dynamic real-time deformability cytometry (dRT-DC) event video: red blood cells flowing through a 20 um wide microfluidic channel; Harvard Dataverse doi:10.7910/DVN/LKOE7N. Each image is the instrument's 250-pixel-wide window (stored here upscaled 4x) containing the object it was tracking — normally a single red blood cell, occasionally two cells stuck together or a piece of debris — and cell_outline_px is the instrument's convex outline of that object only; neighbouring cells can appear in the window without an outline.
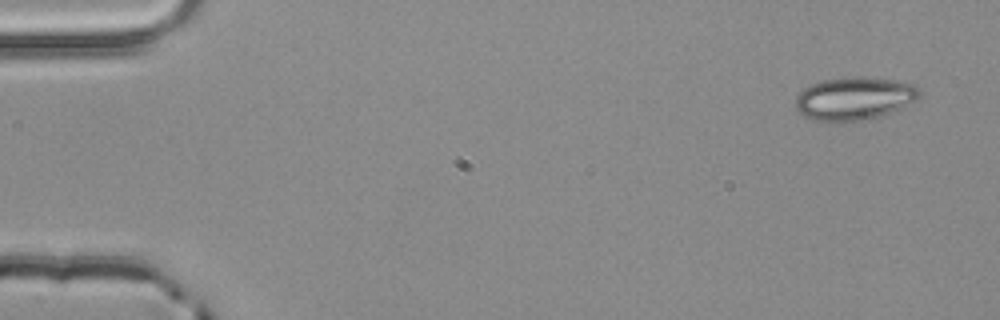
{"species": "common noctule bat (a hibernating species)", "species_latin": "Nyctalus noctula", "temperature_condition": "room temperature", "stored_images_in_passage": 3, "camera_frame_rate_fps": 3000, "um_per_image_px": 0.085, "animal": {"sex": "male", "body_mass_g": 20.4}, "frame": {"image": 1, "passage_image": 1, "time_ms": 0.0, "image_size_px": [1000, 320], "cell_outline_px": [[924, 92], [916, 100], [900, 108], [876, 116], [856, 120], [812, 120], [804, 116], [796, 108], [796, 96], [804, 88], [812, 84], [824, 80], [852, 76], [860, 76], [892, 80], [916, 84]], "centroid_in_image_um": [72.65, 8.33], "position_along_channel_um": 12.4, "area_um2": 30.58}}